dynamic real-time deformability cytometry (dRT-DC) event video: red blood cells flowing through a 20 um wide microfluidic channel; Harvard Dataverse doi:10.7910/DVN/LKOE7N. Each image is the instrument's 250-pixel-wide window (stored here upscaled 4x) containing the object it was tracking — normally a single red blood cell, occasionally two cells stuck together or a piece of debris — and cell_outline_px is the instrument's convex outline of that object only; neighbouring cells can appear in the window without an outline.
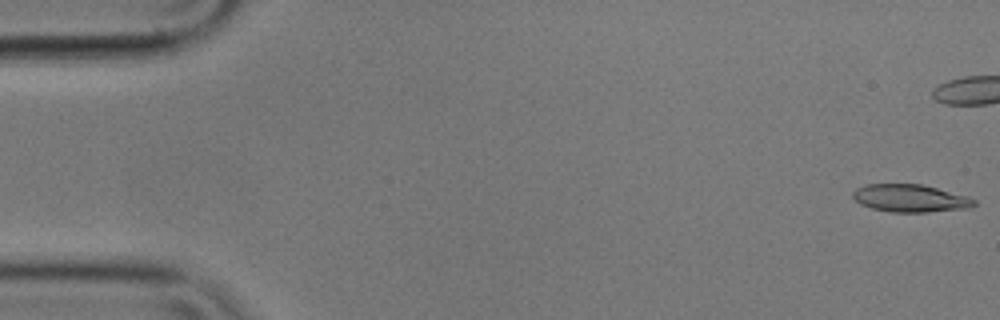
{"species": "common noctule bat (a hibernating species)", "species_latin": "Nyctalus noctula", "temperature_condition": "cold", "stored_images_in_passage": 15, "camera_frame_rate_fps": 3000, "um_per_image_px": 0.085, "animal": {"sex": "male", "body_mass_g": 17.9}, "frame": {"image": 1, "passage_image": 1, "time_ms": 0.0, "image_size_px": [1000, 320], "cell_outline_px": [[976, 204], [972, 208], [928, 212], [892, 212], [872, 208], [860, 204], [852, 196], [852, 192], [856, 188], [864, 184], [920, 184], [968, 196], [976, 200]], "centroid_in_image_um": [77.38, 16.85], "position_along_channel_um": 7.6, "area_um2": 19.59}}
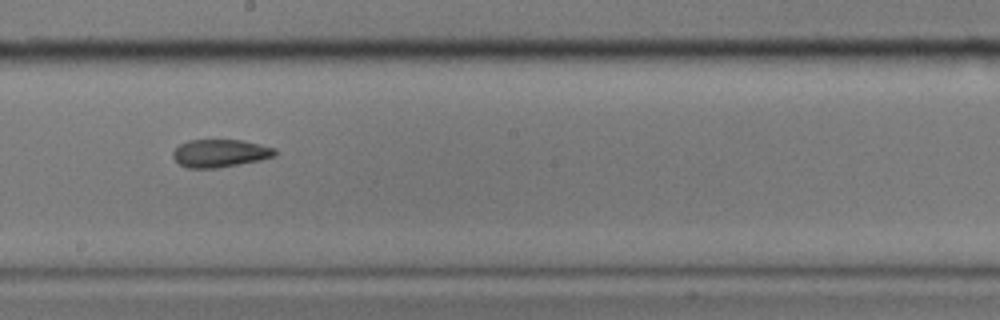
{"frame": {"image": 2, "passage_image": 9, "time_ms": 2.667, "image_size_px": [1000, 320], "cell_outline_px": [[276, 156], [260, 160], [216, 168], [188, 168], [180, 164], [172, 156], [172, 152], [180, 144], [188, 140], [244, 140], [276, 148]], "centroid_in_image_um": [18.72, 13.02], "position_along_channel_um": 229.5, "area_um2": 16.53}}
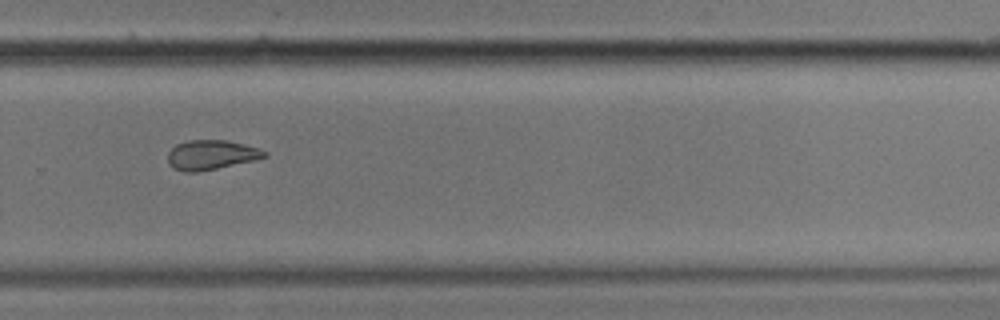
{"frame": {"image": 3, "passage_image": 11, "time_ms": 3.333, "image_size_px": [1000, 320], "cell_outline_px": [[268, 156], [252, 160], [200, 172], [184, 172], [172, 168], [168, 164], [168, 152], [176, 144], [188, 140], [228, 140], [244, 144], [268, 152]], "centroid_in_image_um": [17.9, 13.16], "position_along_channel_um": 311.9, "area_um2": 16.65}}